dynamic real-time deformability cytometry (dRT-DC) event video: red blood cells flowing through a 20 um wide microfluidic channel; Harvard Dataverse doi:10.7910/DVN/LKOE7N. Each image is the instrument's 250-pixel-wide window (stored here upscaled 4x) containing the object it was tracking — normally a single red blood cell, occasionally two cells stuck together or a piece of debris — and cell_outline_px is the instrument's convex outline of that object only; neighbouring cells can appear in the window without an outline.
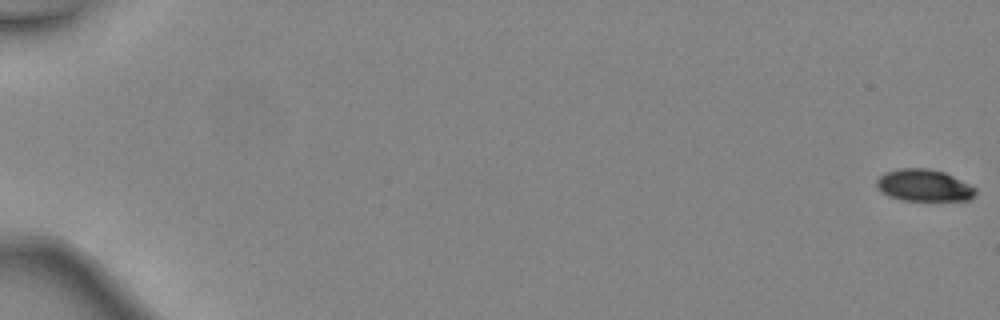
{"species": "common noctule bat (a hibernating species)", "species_latin": "Nyctalus noctula", "temperature_condition": "warm", "stored_images_in_passage": 48, "camera_frame_rate_fps": 3000, "um_per_image_px": 0.085, "animal": {"sex": "female", "body_mass_g": 24.6, "forearm_length_mm": 56.2}, "frame": {"image": 1, "passage_image": 1, "time_ms": 0.0, "image_size_px": [1000, 320], "cell_outline_px": [[976, 192], [968, 200], [900, 200], [888, 196], [880, 192], [876, 188], [876, 180], [884, 172], [900, 168], [928, 168], [944, 172], [976, 188]], "centroid_in_image_um": [78.46, 15.75], "position_along_channel_um": 6.5, "area_um2": 18.38}}
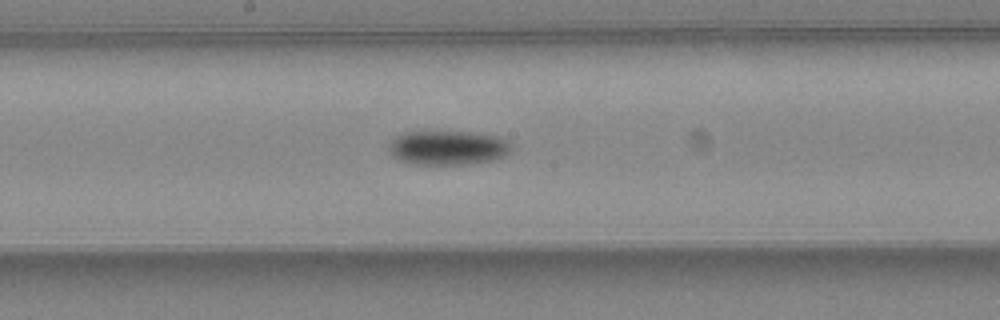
{"frame": {"image": 2, "passage_image": 28, "time_ms": 9.0, "image_size_px": [1000, 320], "cell_outline_px": [[512, 152], [496, 160], [472, 164], [408, 164], [396, 160], [388, 152], [388, 144], [400, 132], [436, 128], [472, 132], [496, 136], [508, 140], [512, 144]], "centroid_in_image_um": [38.02, 12.51], "position_along_channel_um": 210.2, "area_um2": 26.13}}
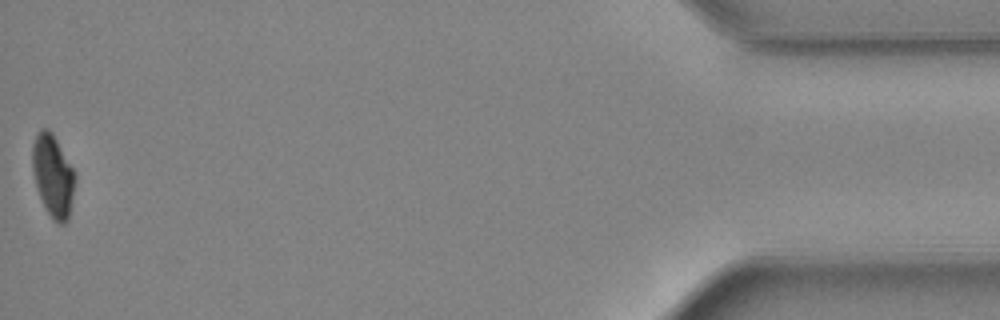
{"frame": {"image": 3, "passage_image": 48, "time_ms": 15.667, "image_size_px": [1000, 320], "cell_outline_px": [[76, 180], [68, 220], [64, 224], [56, 224], [52, 220], [36, 188], [32, 168], [32, 144], [36, 132], [40, 128], [48, 128], [52, 132], [72, 168], [76, 176]], "centroid_in_image_um": [4.49, 14.93], "position_along_channel_um": 430.7, "area_um2": 20.52}, "authors_computed_cell_mechanics": {"area_um2": 21.675, "velocity_mm_per_s": 4.5569, "shape_relaxation_time_tau1_ms": 2.32, "shape_relaxation_time_tau2_ms": null, "deformation_change_tau1": 0.116, "deformation_change_tau2": null}}